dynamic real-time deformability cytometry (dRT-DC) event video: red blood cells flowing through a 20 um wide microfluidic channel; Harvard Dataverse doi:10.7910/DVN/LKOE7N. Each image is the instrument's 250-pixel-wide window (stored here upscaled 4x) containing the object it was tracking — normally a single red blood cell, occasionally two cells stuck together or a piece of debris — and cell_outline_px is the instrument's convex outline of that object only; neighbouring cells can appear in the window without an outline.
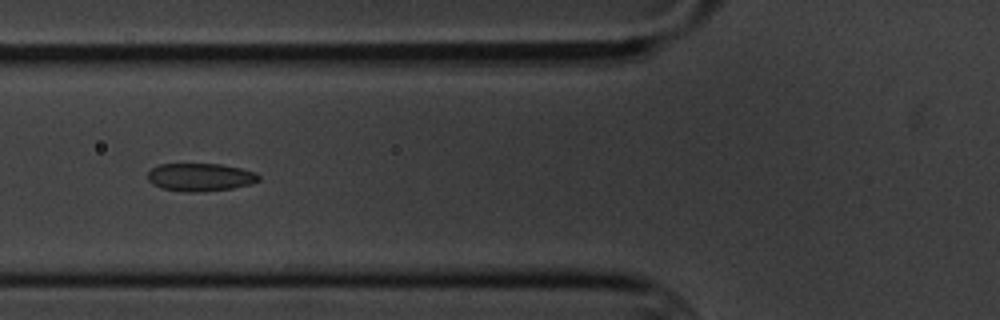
{"species": "common noctule bat (a hibernating species)", "species_latin": "Nyctalus noctula", "temperature_condition": "cold", "stored_images_in_passage": 9, "camera_frame_rate_fps": 3000, "um_per_image_px": 0.085, "animal": {"sex": "male", "body_mass_g": 20.1, "forearm_length_mm": 53.5}, "frame": {"image": 1, "passage_image": 6, "time_ms": 5.667, "image_size_px": [1000, 320], "cell_outline_px": [[260, 180], [248, 184], [232, 188], [192, 192], [184, 192], [160, 188], [152, 184], [148, 180], [148, 172], [152, 168], [160, 164], [220, 164], [240, 168], [256, 172], [260, 176]], "centroid_in_image_um": [16.99, 15.05], "position_along_channel_um": 108.8, "area_um2": 17.98}}
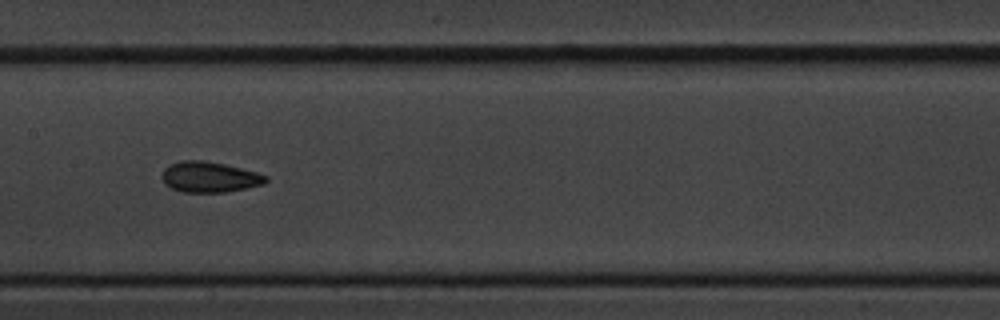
{"frame": {"image": 2, "passage_image": 8, "time_ms": 8.0, "image_size_px": [1000, 320], "cell_outline_px": [[268, 180], [264, 184], [224, 192], [184, 192], [172, 188], [164, 184], [164, 168], [168, 164], [180, 160], [204, 160], [224, 164], [256, 172], [268, 176]], "centroid_in_image_um": [17.8, 15.03], "position_along_channel_um": 189.6, "area_um2": 18.38}}
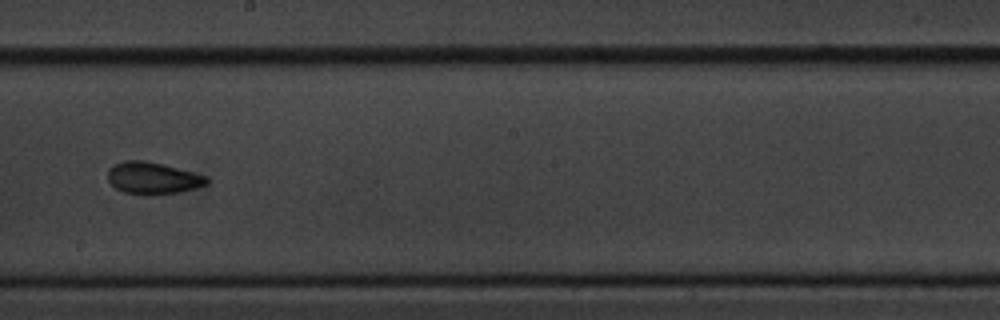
{"frame": {"image": 3, "passage_image": 9, "time_ms": 9.333, "image_size_px": [1000, 320], "cell_outline_px": [[208, 184], [196, 188], [180, 192], [152, 196], [144, 196], [124, 192], [116, 188], [108, 180], [108, 168], [112, 164], [124, 160], [144, 160], [208, 176]], "centroid_in_image_um": [12.97, 15.16], "position_along_channel_um": 235.2, "area_um2": 18.67}}